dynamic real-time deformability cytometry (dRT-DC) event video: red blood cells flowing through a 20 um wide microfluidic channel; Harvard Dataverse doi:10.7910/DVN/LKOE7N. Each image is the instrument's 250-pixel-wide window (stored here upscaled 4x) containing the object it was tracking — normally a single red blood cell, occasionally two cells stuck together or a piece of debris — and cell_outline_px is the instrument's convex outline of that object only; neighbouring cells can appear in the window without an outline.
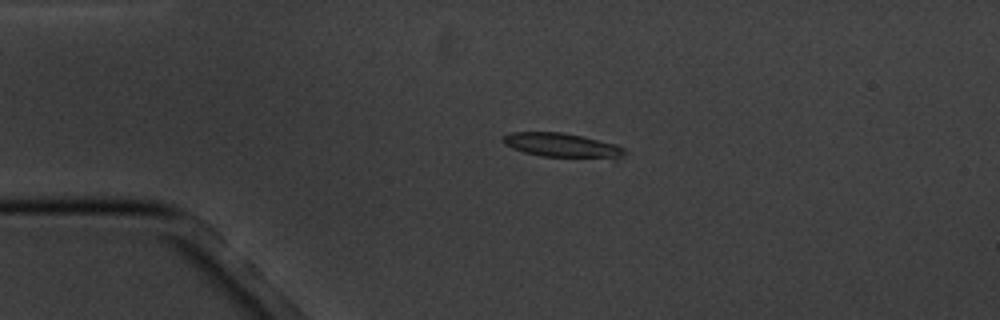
{"species": "common noctule bat (a hibernating species)", "species_latin": "Nyctalus noctula", "temperature_condition": "cold", "stored_images_in_passage": 5, "camera_frame_rate_fps": 3000, "um_per_image_px": 0.085, "animal": {"sex": "male", "body_mass_g": 20.1, "forearm_length_mm": 53.5}, "frame": {"image": 1, "passage_image": 4, "time_ms": 3.667, "image_size_px": [1000, 320], "cell_outline_px": [[624, 152], [616, 164], [544, 156], [524, 152], [512, 148], [504, 144], [500, 140], [508, 132], [560, 132], [584, 136], [616, 144], [624, 148]], "centroid_in_image_um": [47.97, 12.43], "position_along_channel_um": 37.0, "area_um2": 18.67}}